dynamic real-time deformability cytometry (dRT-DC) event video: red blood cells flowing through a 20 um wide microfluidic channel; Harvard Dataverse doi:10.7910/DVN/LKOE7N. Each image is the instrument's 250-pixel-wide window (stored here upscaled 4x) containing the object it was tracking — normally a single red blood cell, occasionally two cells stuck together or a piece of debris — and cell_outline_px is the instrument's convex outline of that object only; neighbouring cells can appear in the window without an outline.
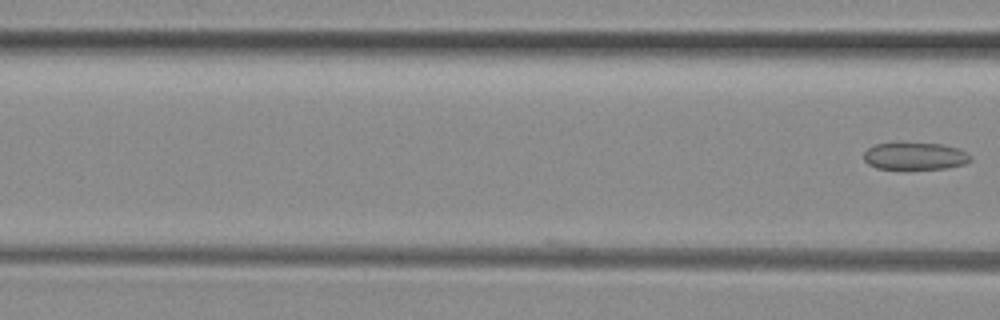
{"species": "common noctule bat (a hibernating species)", "species_latin": "Nyctalus noctula", "temperature_condition": "room temperature", "stored_images_in_passage": 8, "camera_frame_rate_fps": 3000, "um_per_image_px": 0.085, "animal": {"sex": "female", "body_mass_g": 29.2, "forearm_length_mm": 56.3}, "frame": {"image": 1, "passage_image": 8, "time_ms": 2.333, "image_size_px": [1000, 320], "cell_outline_px": [[972, 160], [964, 164], [948, 168], [876, 168], [868, 164], [864, 160], [864, 152], [868, 148], [876, 144], [900, 140], [944, 144], [968, 152], [972, 156]], "centroid_in_image_um": [77.77, 13.21], "position_along_channel_um": 88.8, "area_um2": 17.57}}